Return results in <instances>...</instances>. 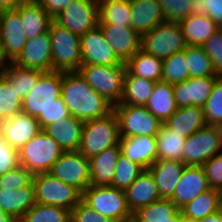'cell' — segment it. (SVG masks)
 <instances>
[{"label":"cell","instance_id":"8fae6325","mask_svg":"<svg viewBox=\"0 0 222 222\" xmlns=\"http://www.w3.org/2000/svg\"><path fill=\"white\" fill-rule=\"evenodd\" d=\"M49 173L81 194L91 185L89 159L78 150L64 151Z\"/></svg>","mask_w":222,"mask_h":222},{"label":"cell","instance_id":"74e56055","mask_svg":"<svg viewBox=\"0 0 222 222\" xmlns=\"http://www.w3.org/2000/svg\"><path fill=\"white\" fill-rule=\"evenodd\" d=\"M43 71L25 68L15 64L13 61L9 63L2 75L10 82L18 93V97L22 100L38 82L39 76Z\"/></svg>","mask_w":222,"mask_h":222},{"label":"cell","instance_id":"5b68a950","mask_svg":"<svg viewBox=\"0 0 222 222\" xmlns=\"http://www.w3.org/2000/svg\"><path fill=\"white\" fill-rule=\"evenodd\" d=\"M81 200L94 211L115 222L133 220L128 207L125 192L113 186L90 185L83 193Z\"/></svg>","mask_w":222,"mask_h":222},{"label":"cell","instance_id":"ab89813d","mask_svg":"<svg viewBox=\"0 0 222 222\" xmlns=\"http://www.w3.org/2000/svg\"><path fill=\"white\" fill-rule=\"evenodd\" d=\"M187 63L185 49L164 59L161 81L171 85L186 81L190 77Z\"/></svg>","mask_w":222,"mask_h":222},{"label":"cell","instance_id":"6f0895ef","mask_svg":"<svg viewBox=\"0 0 222 222\" xmlns=\"http://www.w3.org/2000/svg\"><path fill=\"white\" fill-rule=\"evenodd\" d=\"M9 63L10 62L8 61V59L5 57L3 53V48L0 43V75H2L3 71L7 68Z\"/></svg>","mask_w":222,"mask_h":222},{"label":"cell","instance_id":"db71d44e","mask_svg":"<svg viewBox=\"0 0 222 222\" xmlns=\"http://www.w3.org/2000/svg\"><path fill=\"white\" fill-rule=\"evenodd\" d=\"M40 6L55 19L74 0H36Z\"/></svg>","mask_w":222,"mask_h":222},{"label":"cell","instance_id":"4fadbf2b","mask_svg":"<svg viewBox=\"0 0 222 222\" xmlns=\"http://www.w3.org/2000/svg\"><path fill=\"white\" fill-rule=\"evenodd\" d=\"M220 153L219 133L216 126H205L191 134L185 142L183 163L202 166L216 154Z\"/></svg>","mask_w":222,"mask_h":222},{"label":"cell","instance_id":"277c9868","mask_svg":"<svg viewBox=\"0 0 222 222\" xmlns=\"http://www.w3.org/2000/svg\"><path fill=\"white\" fill-rule=\"evenodd\" d=\"M52 49V70L78 71L82 65L80 36L58 24L54 19L49 26Z\"/></svg>","mask_w":222,"mask_h":222},{"label":"cell","instance_id":"e0dca14e","mask_svg":"<svg viewBox=\"0 0 222 222\" xmlns=\"http://www.w3.org/2000/svg\"><path fill=\"white\" fill-rule=\"evenodd\" d=\"M15 64L43 72L52 71V49L49 31L25 42L23 50L13 61Z\"/></svg>","mask_w":222,"mask_h":222},{"label":"cell","instance_id":"9c48e42d","mask_svg":"<svg viewBox=\"0 0 222 222\" xmlns=\"http://www.w3.org/2000/svg\"><path fill=\"white\" fill-rule=\"evenodd\" d=\"M179 23L164 22L142 37L141 49L162 60L187 47Z\"/></svg>","mask_w":222,"mask_h":222},{"label":"cell","instance_id":"f5cc1de1","mask_svg":"<svg viewBox=\"0 0 222 222\" xmlns=\"http://www.w3.org/2000/svg\"><path fill=\"white\" fill-rule=\"evenodd\" d=\"M19 165L18 150L11 147L0 135V176Z\"/></svg>","mask_w":222,"mask_h":222},{"label":"cell","instance_id":"7c38bea8","mask_svg":"<svg viewBox=\"0 0 222 222\" xmlns=\"http://www.w3.org/2000/svg\"><path fill=\"white\" fill-rule=\"evenodd\" d=\"M79 36L95 28L99 22L98 0H74L54 19Z\"/></svg>","mask_w":222,"mask_h":222},{"label":"cell","instance_id":"ffe728a7","mask_svg":"<svg viewBox=\"0 0 222 222\" xmlns=\"http://www.w3.org/2000/svg\"><path fill=\"white\" fill-rule=\"evenodd\" d=\"M208 189L210 186L203 167L185 165L181 179L170 199L181 209L198 194Z\"/></svg>","mask_w":222,"mask_h":222},{"label":"cell","instance_id":"b9f144b4","mask_svg":"<svg viewBox=\"0 0 222 222\" xmlns=\"http://www.w3.org/2000/svg\"><path fill=\"white\" fill-rule=\"evenodd\" d=\"M22 112V99L8 80L0 75V121Z\"/></svg>","mask_w":222,"mask_h":222},{"label":"cell","instance_id":"f35d334b","mask_svg":"<svg viewBox=\"0 0 222 222\" xmlns=\"http://www.w3.org/2000/svg\"><path fill=\"white\" fill-rule=\"evenodd\" d=\"M190 77H219L214 70L212 60L203 46L188 45L185 48Z\"/></svg>","mask_w":222,"mask_h":222},{"label":"cell","instance_id":"f6af8a7d","mask_svg":"<svg viewBox=\"0 0 222 222\" xmlns=\"http://www.w3.org/2000/svg\"><path fill=\"white\" fill-rule=\"evenodd\" d=\"M166 21L179 23L191 15L192 0H158Z\"/></svg>","mask_w":222,"mask_h":222},{"label":"cell","instance_id":"83f0119b","mask_svg":"<svg viewBox=\"0 0 222 222\" xmlns=\"http://www.w3.org/2000/svg\"><path fill=\"white\" fill-rule=\"evenodd\" d=\"M164 124L184 138L207 126L203 107L200 106L178 108Z\"/></svg>","mask_w":222,"mask_h":222},{"label":"cell","instance_id":"7402d4cb","mask_svg":"<svg viewBox=\"0 0 222 222\" xmlns=\"http://www.w3.org/2000/svg\"><path fill=\"white\" fill-rule=\"evenodd\" d=\"M121 154L147 170L157 161V142L153 136L120 138Z\"/></svg>","mask_w":222,"mask_h":222},{"label":"cell","instance_id":"603a6c76","mask_svg":"<svg viewBox=\"0 0 222 222\" xmlns=\"http://www.w3.org/2000/svg\"><path fill=\"white\" fill-rule=\"evenodd\" d=\"M124 192L132 214L161 199L153 175L148 169L144 170Z\"/></svg>","mask_w":222,"mask_h":222},{"label":"cell","instance_id":"8992f818","mask_svg":"<svg viewBox=\"0 0 222 222\" xmlns=\"http://www.w3.org/2000/svg\"><path fill=\"white\" fill-rule=\"evenodd\" d=\"M63 152L60 145L42 130L18 151L19 164L33 175L49 172Z\"/></svg>","mask_w":222,"mask_h":222},{"label":"cell","instance_id":"44dd1931","mask_svg":"<svg viewBox=\"0 0 222 222\" xmlns=\"http://www.w3.org/2000/svg\"><path fill=\"white\" fill-rule=\"evenodd\" d=\"M131 26L142 38L155 26L166 22L158 0H130Z\"/></svg>","mask_w":222,"mask_h":222},{"label":"cell","instance_id":"60d3db41","mask_svg":"<svg viewBox=\"0 0 222 222\" xmlns=\"http://www.w3.org/2000/svg\"><path fill=\"white\" fill-rule=\"evenodd\" d=\"M18 222H71L67 209L35 203Z\"/></svg>","mask_w":222,"mask_h":222},{"label":"cell","instance_id":"7a4b0ae2","mask_svg":"<svg viewBox=\"0 0 222 222\" xmlns=\"http://www.w3.org/2000/svg\"><path fill=\"white\" fill-rule=\"evenodd\" d=\"M86 82L113 106L120 103L124 93L126 64H82L78 70Z\"/></svg>","mask_w":222,"mask_h":222},{"label":"cell","instance_id":"30bf717a","mask_svg":"<svg viewBox=\"0 0 222 222\" xmlns=\"http://www.w3.org/2000/svg\"><path fill=\"white\" fill-rule=\"evenodd\" d=\"M62 71L43 72L22 100V112L37 118L61 97Z\"/></svg>","mask_w":222,"mask_h":222},{"label":"cell","instance_id":"11a10c76","mask_svg":"<svg viewBox=\"0 0 222 222\" xmlns=\"http://www.w3.org/2000/svg\"><path fill=\"white\" fill-rule=\"evenodd\" d=\"M26 0H0V8L2 10L16 9Z\"/></svg>","mask_w":222,"mask_h":222},{"label":"cell","instance_id":"9a60e30c","mask_svg":"<svg viewBox=\"0 0 222 222\" xmlns=\"http://www.w3.org/2000/svg\"><path fill=\"white\" fill-rule=\"evenodd\" d=\"M26 41L20 13L16 9L2 10L0 16V43L9 62L18 57Z\"/></svg>","mask_w":222,"mask_h":222},{"label":"cell","instance_id":"3957f363","mask_svg":"<svg viewBox=\"0 0 222 222\" xmlns=\"http://www.w3.org/2000/svg\"><path fill=\"white\" fill-rule=\"evenodd\" d=\"M120 138L119 121L116 113L112 111L105 117L84 122L78 151L89 159L117 145Z\"/></svg>","mask_w":222,"mask_h":222},{"label":"cell","instance_id":"6da1fadb","mask_svg":"<svg viewBox=\"0 0 222 222\" xmlns=\"http://www.w3.org/2000/svg\"><path fill=\"white\" fill-rule=\"evenodd\" d=\"M61 97L69 114L84 122L113 111V105L91 88L79 71H62Z\"/></svg>","mask_w":222,"mask_h":222},{"label":"cell","instance_id":"d4e9b609","mask_svg":"<svg viewBox=\"0 0 222 222\" xmlns=\"http://www.w3.org/2000/svg\"><path fill=\"white\" fill-rule=\"evenodd\" d=\"M185 164L178 160L160 159L148 170L153 175L161 198L170 199L179 183Z\"/></svg>","mask_w":222,"mask_h":222},{"label":"cell","instance_id":"836d02e7","mask_svg":"<svg viewBox=\"0 0 222 222\" xmlns=\"http://www.w3.org/2000/svg\"><path fill=\"white\" fill-rule=\"evenodd\" d=\"M155 83V81L132 75L126 69L124 93L120 103L145 106L153 92Z\"/></svg>","mask_w":222,"mask_h":222},{"label":"cell","instance_id":"91938a15","mask_svg":"<svg viewBox=\"0 0 222 222\" xmlns=\"http://www.w3.org/2000/svg\"><path fill=\"white\" fill-rule=\"evenodd\" d=\"M219 133V147H220V153H222V121L216 125Z\"/></svg>","mask_w":222,"mask_h":222},{"label":"cell","instance_id":"4dcf8cb0","mask_svg":"<svg viewBox=\"0 0 222 222\" xmlns=\"http://www.w3.org/2000/svg\"><path fill=\"white\" fill-rule=\"evenodd\" d=\"M222 209V191L210 188L180 210L185 219L198 221Z\"/></svg>","mask_w":222,"mask_h":222},{"label":"cell","instance_id":"f907efd6","mask_svg":"<svg viewBox=\"0 0 222 222\" xmlns=\"http://www.w3.org/2000/svg\"><path fill=\"white\" fill-rule=\"evenodd\" d=\"M70 114L68 112L66 104L63 102L62 97H59L56 100V103H53L45 112V114H40L37 117V120L40 124L41 129L43 130L46 126L58 122Z\"/></svg>","mask_w":222,"mask_h":222},{"label":"cell","instance_id":"680465c9","mask_svg":"<svg viewBox=\"0 0 222 222\" xmlns=\"http://www.w3.org/2000/svg\"><path fill=\"white\" fill-rule=\"evenodd\" d=\"M0 222H18L12 216L8 215L0 206Z\"/></svg>","mask_w":222,"mask_h":222},{"label":"cell","instance_id":"484cf974","mask_svg":"<svg viewBox=\"0 0 222 222\" xmlns=\"http://www.w3.org/2000/svg\"><path fill=\"white\" fill-rule=\"evenodd\" d=\"M84 121L72 115L46 126L43 131L52 137L63 151L79 150Z\"/></svg>","mask_w":222,"mask_h":222},{"label":"cell","instance_id":"c3c4849f","mask_svg":"<svg viewBox=\"0 0 222 222\" xmlns=\"http://www.w3.org/2000/svg\"><path fill=\"white\" fill-rule=\"evenodd\" d=\"M203 48L212 60L214 70L222 75V31L214 32L204 43Z\"/></svg>","mask_w":222,"mask_h":222},{"label":"cell","instance_id":"681fc988","mask_svg":"<svg viewBox=\"0 0 222 222\" xmlns=\"http://www.w3.org/2000/svg\"><path fill=\"white\" fill-rule=\"evenodd\" d=\"M202 167L210 188L222 191V153L213 156Z\"/></svg>","mask_w":222,"mask_h":222},{"label":"cell","instance_id":"d590c367","mask_svg":"<svg viewBox=\"0 0 222 222\" xmlns=\"http://www.w3.org/2000/svg\"><path fill=\"white\" fill-rule=\"evenodd\" d=\"M157 142V160H178L183 162L184 145L187 138L169 129L164 123L155 136Z\"/></svg>","mask_w":222,"mask_h":222},{"label":"cell","instance_id":"94428289","mask_svg":"<svg viewBox=\"0 0 222 222\" xmlns=\"http://www.w3.org/2000/svg\"><path fill=\"white\" fill-rule=\"evenodd\" d=\"M182 222H196V221L189 220V219H185V218L183 217V218H182Z\"/></svg>","mask_w":222,"mask_h":222},{"label":"cell","instance_id":"e575fe53","mask_svg":"<svg viewBox=\"0 0 222 222\" xmlns=\"http://www.w3.org/2000/svg\"><path fill=\"white\" fill-rule=\"evenodd\" d=\"M126 69L132 75L159 82L162 79L163 60L140 49L126 63Z\"/></svg>","mask_w":222,"mask_h":222},{"label":"cell","instance_id":"9f6ffc18","mask_svg":"<svg viewBox=\"0 0 222 222\" xmlns=\"http://www.w3.org/2000/svg\"><path fill=\"white\" fill-rule=\"evenodd\" d=\"M196 222H222V209Z\"/></svg>","mask_w":222,"mask_h":222},{"label":"cell","instance_id":"8d00e7d4","mask_svg":"<svg viewBox=\"0 0 222 222\" xmlns=\"http://www.w3.org/2000/svg\"><path fill=\"white\" fill-rule=\"evenodd\" d=\"M130 0H100L98 25L131 26Z\"/></svg>","mask_w":222,"mask_h":222},{"label":"cell","instance_id":"52a82bcc","mask_svg":"<svg viewBox=\"0 0 222 222\" xmlns=\"http://www.w3.org/2000/svg\"><path fill=\"white\" fill-rule=\"evenodd\" d=\"M35 202L71 210L81 201L82 194L49 172L37 173L32 179Z\"/></svg>","mask_w":222,"mask_h":222},{"label":"cell","instance_id":"7bdbcfd3","mask_svg":"<svg viewBox=\"0 0 222 222\" xmlns=\"http://www.w3.org/2000/svg\"><path fill=\"white\" fill-rule=\"evenodd\" d=\"M143 171L144 169L140 165L131 162L127 157L121 154L117 160L112 186L125 190Z\"/></svg>","mask_w":222,"mask_h":222},{"label":"cell","instance_id":"d6986e66","mask_svg":"<svg viewBox=\"0 0 222 222\" xmlns=\"http://www.w3.org/2000/svg\"><path fill=\"white\" fill-rule=\"evenodd\" d=\"M117 57L127 63L141 49L142 38L132 26L98 25Z\"/></svg>","mask_w":222,"mask_h":222},{"label":"cell","instance_id":"816d5d0a","mask_svg":"<svg viewBox=\"0 0 222 222\" xmlns=\"http://www.w3.org/2000/svg\"><path fill=\"white\" fill-rule=\"evenodd\" d=\"M71 222H115L94 211L82 200L71 210Z\"/></svg>","mask_w":222,"mask_h":222},{"label":"cell","instance_id":"5bb4252c","mask_svg":"<svg viewBox=\"0 0 222 222\" xmlns=\"http://www.w3.org/2000/svg\"><path fill=\"white\" fill-rule=\"evenodd\" d=\"M82 64L119 65L123 63L106 41L101 28L97 25L80 36Z\"/></svg>","mask_w":222,"mask_h":222},{"label":"cell","instance_id":"ee69618b","mask_svg":"<svg viewBox=\"0 0 222 222\" xmlns=\"http://www.w3.org/2000/svg\"><path fill=\"white\" fill-rule=\"evenodd\" d=\"M203 111L207 125L216 126L222 121V75L215 80Z\"/></svg>","mask_w":222,"mask_h":222},{"label":"cell","instance_id":"ba28073f","mask_svg":"<svg viewBox=\"0 0 222 222\" xmlns=\"http://www.w3.org/2000/svg\"><path fill=\"white\" fill-rule=\"evenodd\" d=\"M119 121L121 138L134 136H153L160 131L163 123L145 106L118 103L113 106Z\"/></svg>","mask_w":222,"mask_h":222},{"label":"cell","instance_id":"2e32d148","mask_svg":"<svg viewBox=\"0 0 222 222\" xmlns=\"http://www.w3.org/2000/svg\"><path fill=\"white\" fill-rule=\"evenodd\" d=\"M40 131L42 129L37 118L24 112L0 121L1 137L18 151Z\"/></svg>","mask_w":222,"mask_h":222},{"label":"cell","instance_id":"cb8c5ba5","mask_svg":"<svg viewBox=\"0 0 222 222\" xmlns=\"http://www.w3.org/2000/svg\"><path fill=\"white\" fill-rule=\"evenodd\" d=\"M121 155L118 143L89 158L90 179L93 186H112L117 160Z\"/></svg>","mask_w":222,"mask_h":222},{"label":"cell","instance_id":"4316f807","mask_svg":"<svg viewBox=\"0 0 222 222\" xmlns=\"http://www.w3.org/2000/svg\"><path fill=\"white\" fill-rule=\"evenodd\" d=\"M16 10L20 13L27 40L49 30L53 18L36 0H26Z\"/></svg>","mask_w":222,"mask_h":222},{"label":"cell","instance_id":"f546056e","mask_svg":"<svg viewBox=\"0 0 222 222\" xmlns=\"http://www.w3.org/2000/svg\"><path fill=\"white\" fill-rule=\"evenodd\" d=\"M179 25L187 45L203 46L206 40L220 27L206 14H191Z\"/></svg>","mask_w":222,"mask_h":222},{"label":"cell","instance_id":"7dc6e473","mask_svg":"<svg viewBox=\"0 0 222 222\" xmlns=\"http://www.w3.org/2000/svg\"><path fill=\"white\" fill-rule=\"evenodd\" d=\"M191 14H206L219 27L222 24V0H192Z\"/></svg>","mask_w":222,"mask_h":222},{"label":"cell","instance_id":"ac0fdd59","mask_svg":"<svg viewBox=\"0 0 222 222\" xmlns=\"http://www.w3.org/2000/svg\"><path fill=\"white\" fill-rule=\"evenodd\" d=\"M217 78L218 77H189L186 81L172 85L177 107H203L212 92Z\"/></svg>","mask_w":222,"mask_h":222},{"label":"cell","instance_id":"d6a6232c","mask_svg":"<svg viewBox=\"0 0 222 222\" xmlns=\"http://www.w3.org/2000/svg\"><path fill=\"white\" fill-rule=\"evenodd\" d=\"M145 107L162 123H165L178 109L173 86L163 81L156 82Z\"/></svg>","mask_w":222,"mask_h":222},{"label":"cell","instance_id":"bcb514c9","mask_svg":"<svg viewBox=\"0 0 222 222\" xmlns=\"http://www.w3.org/2000/svg\"><path fill=\"white\" fill-rule=\"evenodd\" d=\"M33 179V174L26 170L22 165L8 171L0 176V190H16L28 186Z\"/></svg>","mask_w":222,"mask_h":222},{"label":"cell","instance_id":"1f68e13d","mask_svg":"<svg viewBox=\"0 0 222 222\" xmlns=\"http://www.w3.org/2000/svg\"><path fill=\"white\" fill-rule=\"evenodd\" d=\"M181 210L171 199L161 198L133 214L134 222H182Z\"/></svg>","mask_w":222,"mask_h":222},{"label":"cell","instance_id":"f1b7e54d","mask_svg":"<svg viewBox=\"0 0 222 222\" xmlns=\"http://www.w3.org/2000/svg\"><path fill=\"white\" fill-rule=\"evenodd\" d=\"M35 203L33 182L28 186L16 190H0V206L8 215L17 221H19Z\"/></svg>","mask_w":222,"mask_h":222}]
</instances>
